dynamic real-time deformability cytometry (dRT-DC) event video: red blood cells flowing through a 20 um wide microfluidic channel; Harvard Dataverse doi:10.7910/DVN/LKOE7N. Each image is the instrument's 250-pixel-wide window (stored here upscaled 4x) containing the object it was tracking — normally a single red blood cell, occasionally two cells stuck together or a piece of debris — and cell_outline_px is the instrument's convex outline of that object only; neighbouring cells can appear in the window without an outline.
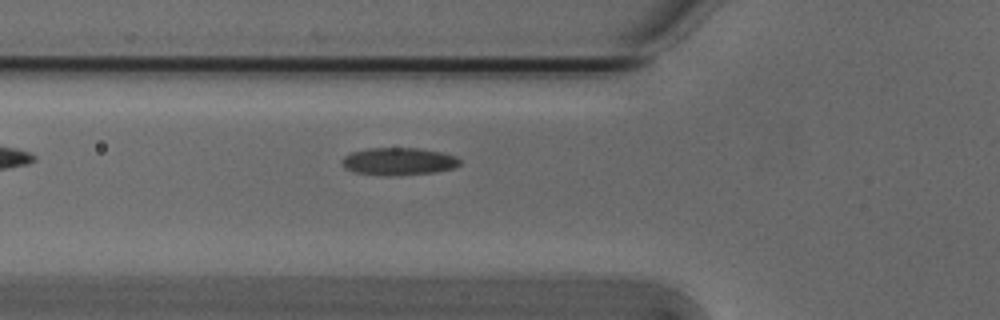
{"species": "Egyptian fruit bat (a non-hibernating species)", "species_latin": "Rousettus aegyptiacus", "temperature_condition": "cold", "stored_images_in_passage": 6, "camera_frame_rate_fps": 3000, "um_per_image_px": 0.085, "animal": {"sex": "male"}, "frame": {"image": 1, "passage_image": 6, "time_ms": 1.667, "image_size_px": [1000, 320], "cell_outline_px": [[460, 164], [452, 168], [436, 172], [392, 176], [380, 176], [356, 172], [344, 168], [340, 164], [340, 160], [344, 156], [352, 152], [368, 148], [420, 148], [440, 152], [456, 156], [460, 160]], "centroid_in_image_um": [33.83, 13.72], "position_along_channel_um": 92.0, "area_um2": 19.07}}